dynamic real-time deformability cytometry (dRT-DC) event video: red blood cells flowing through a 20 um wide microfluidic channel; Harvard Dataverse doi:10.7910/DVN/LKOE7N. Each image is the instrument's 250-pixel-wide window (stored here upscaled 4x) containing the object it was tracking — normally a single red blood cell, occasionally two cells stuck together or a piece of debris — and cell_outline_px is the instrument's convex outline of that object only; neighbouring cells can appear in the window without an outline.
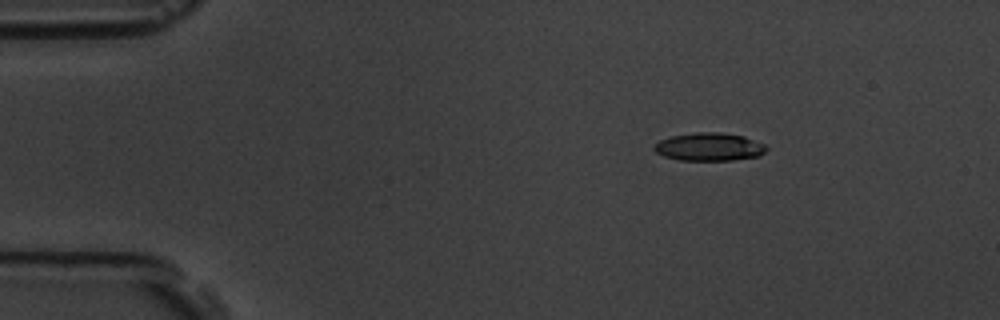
{"species": "common noctule bat (a hibernating species)", "species_latin": "Nyctalus noctula", "temperature_condition": "room temperature", "stored_images_in_passage": 7, "camera_frame_rate_fps": 3000, "um_per_image_px": 0.085, "animal": {"sex": "male", "body_mass_g": 19.5, "forearm_length_mm": 54.6}, "frame": {"image": 1, "passage_image": 1, "time_ms": 0.0, "image_size_px": [1000, 320], "cell_outline_px": [[768, 148], [760, 156], [732, 160], [680, 160], [664, 156], [656, 152], [652, 148], [660, 140], [672, 136], [696, 132], [720, 132], [744, 136], [764, 144]], "centroid_in_image_um": [60.3, 12.48], "position_along_channel_um": 24.7, "area_um2": 18.26}}
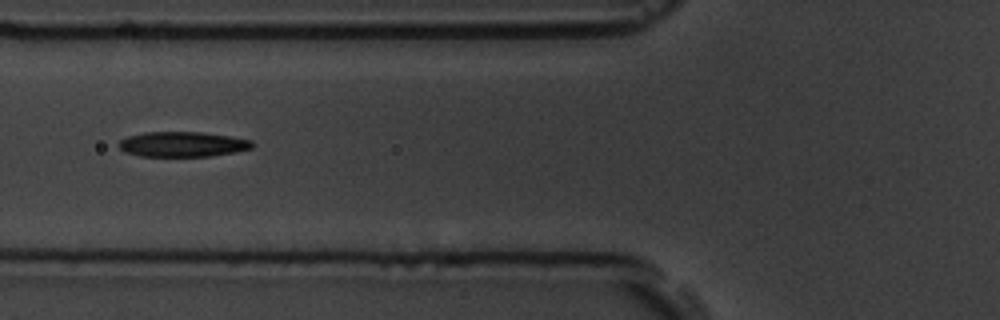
{"frame": {"image": 2, "passage_image": 5, "time_ms": 4.333, "image_size_px": [1000, 320], "cell_outline_px": [[252, 148], [236, 152], [208, 156], [140, 156], [124, 152], [116, 144], [120, 140], [128, 136], [144, 132], [204, 132], [232, 136], [252, 140]], "centroid_in_image_um": [15.5, 12.25], "position_along_channel_um": 110.3, "area_um2": 19.65}}
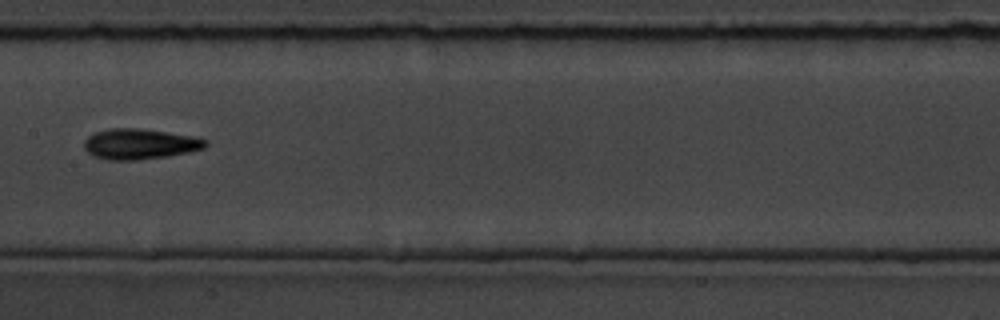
{"frame": {"image": 3, "passage_image": 7, "time_ms": 6.667, "image_size_px": [1000, 320], "cell_outline_px": [[208, 144], [204, 148], [188, 152], [168, 156], [136, 160], [108, 160], [92, 156], [84, 148], [84, 140], [88, 136], [96, 132], [108, 128], [140, 128], [192, 136], [204, 140]], "centroid_in_image_um": [11.83, 12.24], "position_along_channel_um": 195.6, "area_um2": 21.5}}